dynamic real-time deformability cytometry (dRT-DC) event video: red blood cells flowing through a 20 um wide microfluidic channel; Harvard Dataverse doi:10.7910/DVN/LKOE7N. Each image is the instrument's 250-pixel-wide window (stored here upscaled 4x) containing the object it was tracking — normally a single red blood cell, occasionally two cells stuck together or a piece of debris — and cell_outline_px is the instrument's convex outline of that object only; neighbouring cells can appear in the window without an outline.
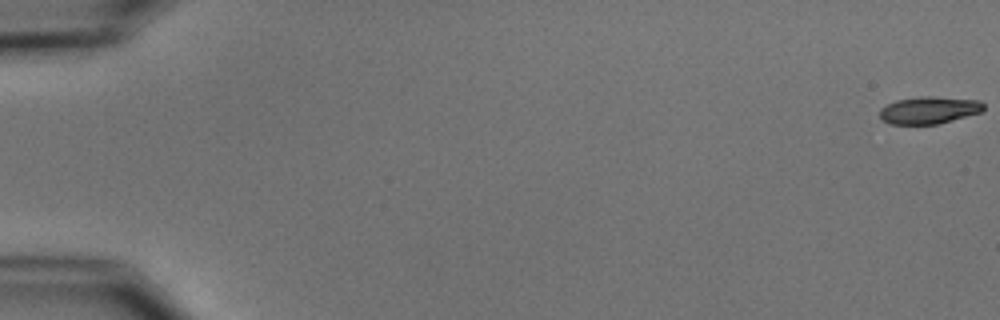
{"species": "common noctule bat (a hibernating species)", "species_latin": "Nyctalus noctula", "temperature_condition": "cold", "stored_images_in_passage": 6, "segment_of_instrument_passage": [1, 2], "camera_frame_rate_fps": 3000, "um_per_image_px": 0.085, "animal": {"sex": "male", "body_mass_g": 15.6}, "frame": {"image": 1, "passage_image": 1, "time_ms": 0.0, "image_size_px": [1000, 320], "cell_outline_px": [[984, 108], [980, 112], [952, 120], [936, 124], [892, 124], [884, 120], [880, 116], [880, 108], [896, 100], [924, 96], [932, 96], [980, 100], [984, 104]], "centroid_in_image_um": [78.98, 9.35], "position_along_channel_um": 6.0, "area_um2": 16.3}}
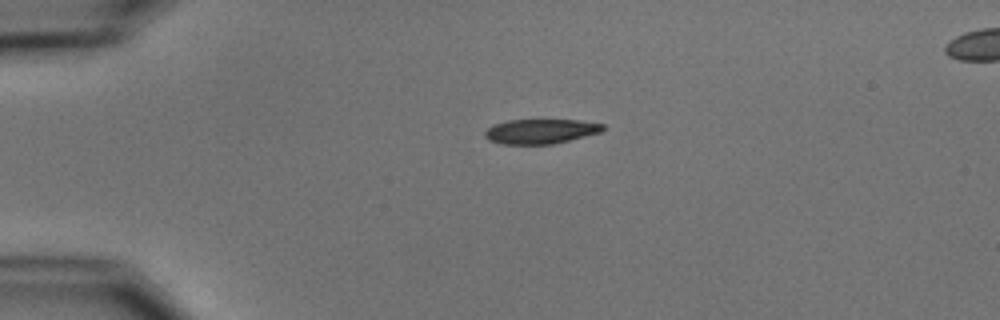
{"frame": {"image": 2, "passage_image": 4, "time_ms": 4.333, "image_size_px": [1000, 320], "cell_outline_px": [[604, 128], [600, 132], [552, 144], [500, 144], [488, 140], [484, 136], [484, 132], [492, 124], [508, 120], [580, 120], [604, 124]], "centroid_in_image_um": [45.9, 11.16], "position_along_channel_um": 39.1, "area_um2": 16.94}}